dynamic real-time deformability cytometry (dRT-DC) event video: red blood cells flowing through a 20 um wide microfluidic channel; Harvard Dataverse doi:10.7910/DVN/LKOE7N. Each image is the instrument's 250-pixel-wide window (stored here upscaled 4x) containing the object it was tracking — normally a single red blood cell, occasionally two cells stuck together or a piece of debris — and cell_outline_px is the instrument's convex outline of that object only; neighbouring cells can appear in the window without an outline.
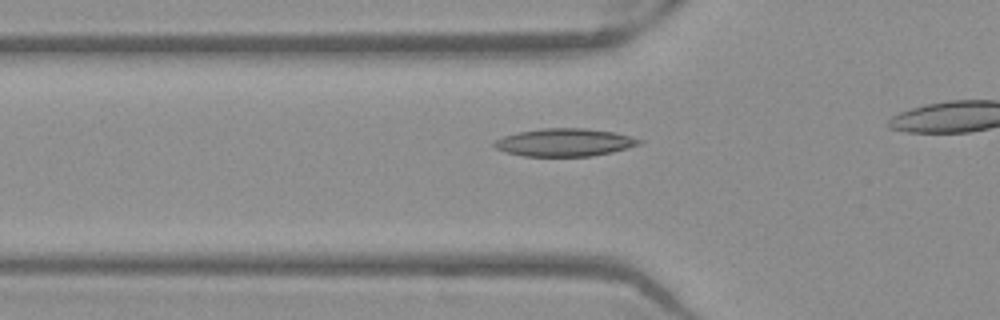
{"species": "Egyptian fruit bat (a non-hibernating species)", "species_latin": "Rousettus aegyptiacus", "temperature_condition": "warm", "stored_images_in_passage": 22, "camera_frame_rate_fps": 3000, "um_per_image_px": 0.085, "frame": {"image": 1, "passage_image": 7, "time_ms": 2.0, "image_size_px": [1000, 320], "cell_outline_px": [[644, 140], [640, 144], [628, 148], [612, 152], [592, 156], [524, 156], [504, 152], [496, 148], [492, 144], [496, 140], [504, 136], [520, 132], [540, 128], [584, 128], [616, 132]], "centroid_in_image_um": [48.01, 12.1], "position_along_channel_um": 77.8, "area_um2": 23.52}}
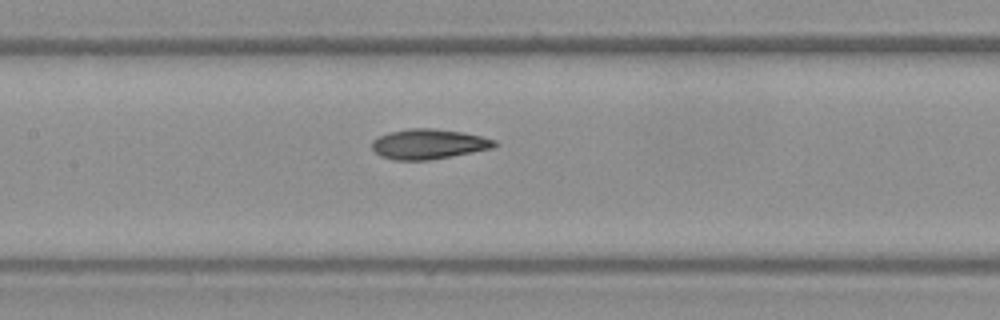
{"frame": {"image": 2, "passage_image": 14, "time_ms": 4.333, "image_size_px": [1000, 320], "cell_outline_px": [[500, 144], [492, 148], [452, 156], [428, 160], [392, 160], [380, 156], [372, 148], [372, 140], [388, 132], [408, 128], [432, 128], [460, 132], [480, 136], [496, 140]], "centroid_in_image_um": [36.42, 12.24], "position_along_channel_um": 171.0, "area_um2": 21.44}}
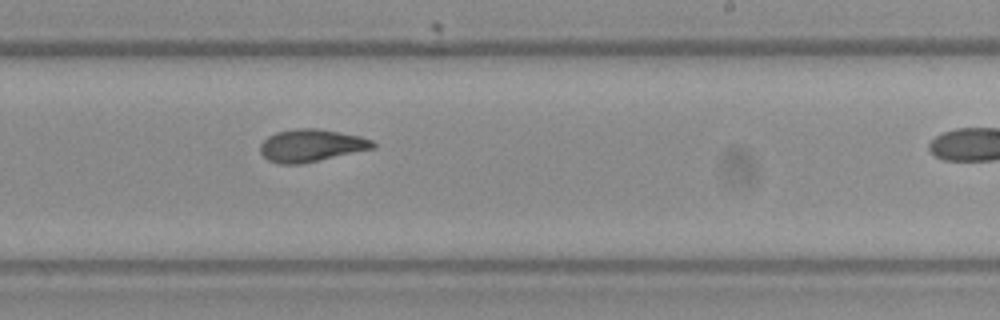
{"frame": {"image": 3, "passage_image": 21, "time_ms": 6.667, "image_size_px": [1000, 320], "cell_outline_px": [[376, 148], [300, 164], [280, 164], [268, 160], [260, 152], [260, 144], [268, 136], [276, 132], [296, 128], [316, 128], [360, 136], [372, 140], [376, 144]], "centroid_in_image_um": [26.45, 12.36], "position_along_channel_um": 262.6, "area_um2": 21.27}}